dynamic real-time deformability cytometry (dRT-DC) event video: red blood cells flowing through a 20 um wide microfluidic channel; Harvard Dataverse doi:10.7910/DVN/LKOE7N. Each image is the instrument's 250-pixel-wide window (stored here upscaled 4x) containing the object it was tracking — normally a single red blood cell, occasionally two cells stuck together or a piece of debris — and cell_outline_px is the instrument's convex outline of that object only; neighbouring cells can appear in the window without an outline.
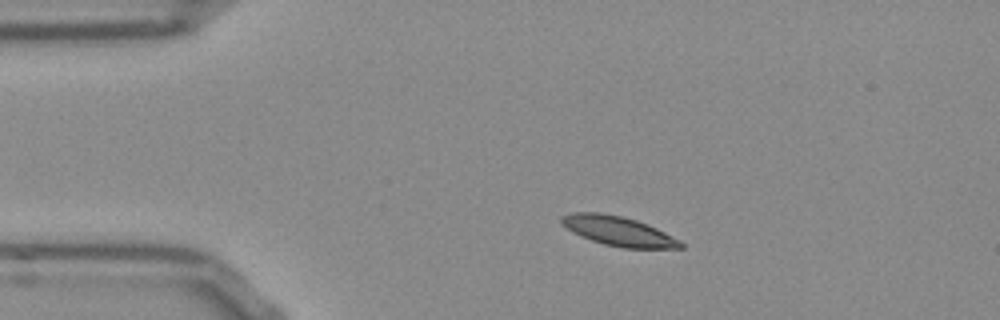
{"species": "Egyptian fruit bat (a non-hibernating species)", "species_latin": "Rousettus aegyptiacus", "temperature_condition": "room temperature", "stored_images_in_passage": 44, "camera_frame_rate_fps": 3000, "um_per_image_px": 0.085, "frame": {"image": 1, "passage_image": 1, "time_ms": 0.0, "image_size_px": [1000, 320], "cell_outline_px": [[684, 248], [624, 248], [604, 244], [580, 236], [572, 232], [560, 220], [560, 216], [572, 212], [600, 212], [620, 216], [636, 220], [648, 224], [680, 240], [684, 244]], "centroid_in_image_um": [52.56, 19.64], "position_along_channel_um": 32.4, "area_um2": 20.35}}
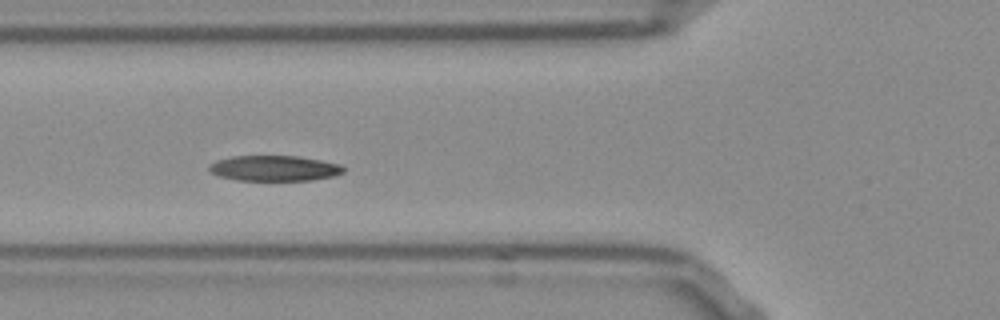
{"frame": {"image": 2, "passage_image": 10, "time_ms": 3.0, "image_size_px": [1000, 320], "cell_outline_px": [[344, 172], [336, 176], [312, 180], [236, 180], [220, 176], [212, 172], [208, 168], [208, 164], [216, 160], [232, 156], [296, 156], [320, 160], [340, 164], [344, 168]], "centroid_in_image_um": [23.32, 14.3], "position_along_channel_um": 102.5, "area_um2": 19.94}}
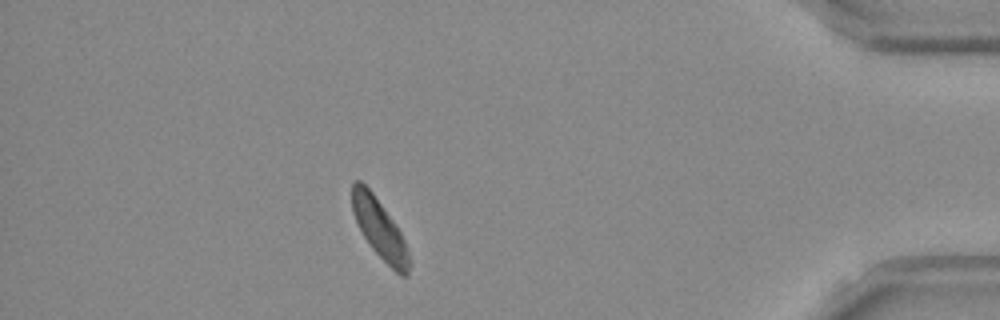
{"frame": {"image": 3, "passage_image": 38, "time_ms": 12.333, "image_size_px": [1000, 320], "cell_outline_px": [[412, 264], [408, 276], [400, 276], [372, 248], [364, 236], [352, 212], [352, 180], [360, 180], [372, 192], [396, 224], [404, 240]], "centroid_in_image_um": [32.29, 19.47], "position_along_channel_um": 402.9, "area_um2": 19.59}, "authors_computed_cell_mechanics": {"area_um2": 20.4323, "velocity_mm_per_s": 3.7494, "shape_relaxation_time_tau1_ms": 1.9469, "shape_relaxation_time_tau2_ms": 4.1614, "deformation_change_tau1": 0.0976, "deformation_change_tau2": 0.1029}}